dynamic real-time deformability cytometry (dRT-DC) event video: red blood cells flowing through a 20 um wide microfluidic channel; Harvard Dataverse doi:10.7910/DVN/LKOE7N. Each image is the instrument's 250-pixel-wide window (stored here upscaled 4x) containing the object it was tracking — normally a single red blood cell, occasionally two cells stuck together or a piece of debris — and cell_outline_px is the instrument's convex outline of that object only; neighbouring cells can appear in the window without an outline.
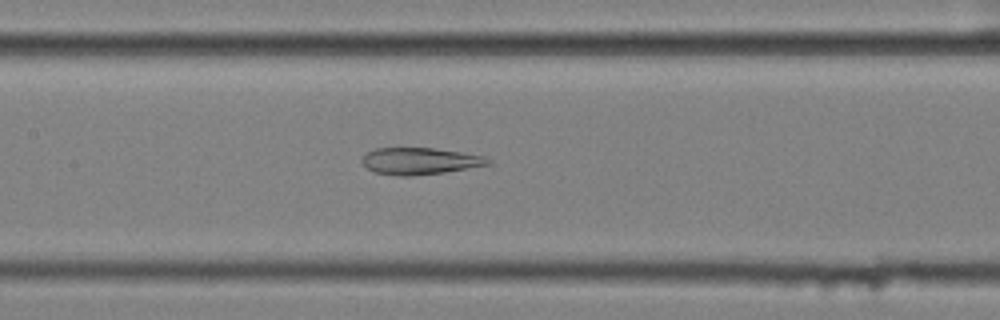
{"species": "common noctule bat (a hibernating species)", "species_latin": "Nyctalus noctula", "temperature_condition": "cold", "stored_images_in_passage": 50, "camera_frame_rate_fps": 3000, "um_per_image_px": 0.085, "animal": {"sex": "female", "body_mass_g": 25.1}, "frame": {"image": 1, "passage_image": 20, "time_ms": 6.333, "image_size_px": [1000, 320], "cell_outline_px": [[492, 164], [444, 172], [412, 176], [400, 176], [376, 172], [368, 168], [360, 160], [368, 152], [376, 148], [432, 148], [460, 152], [484, 156], [492, 160]], "centroid_in_image_um": [35.71, 13.69], "position_along_channel_um": 171.7, "area_um2": 19.48}}
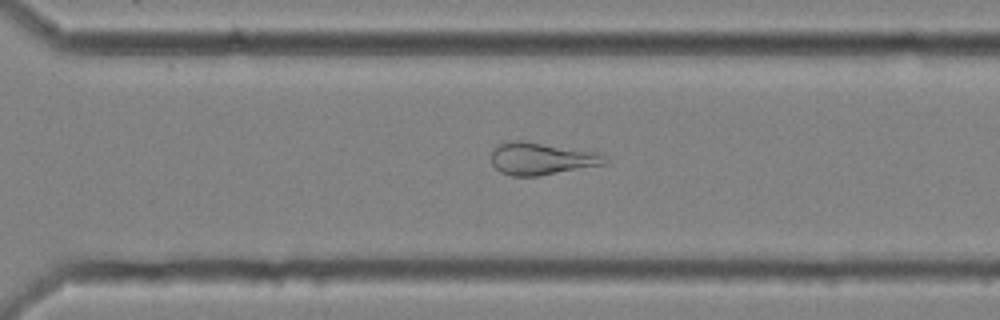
{"frame": {"image": 2, "passage_image": 33, "time_ms": 10.667, "image_size_px": [1000, 320], "cell_outline_px": [[608, 164], [540, 176], [512, 176], [500, 172], [492, 164], [492, 152], [500, 144], [512, 140], [520, 140], [596, 152], [608, 156]], "centroid_in_image_um": [46.08, 13.5], "position_along_channel_um": 324.5, "area_um2": 21.44}}
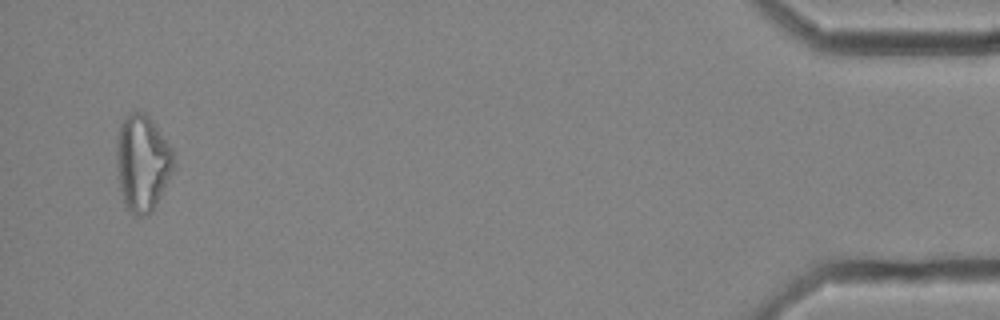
{"frame": {"image": 3, "passage_image": 48, "time_ms": 15.667, "image_size_px": [1000, 320], "cell_outline_px": [[176, 164], [172, 172], [152, 208], [144, 216], [136, 216], [124, 208], [116, 176], [116, 140], [120, 124], [132, 112], [144, 112], [152, 120], [172, 148], [176, 160]], "centroid_in_image_um": [12.07, 13.85], "position_along_channel_um": 423.1, "area_um2": 32.25}, "authors_computed_cell_mechanics": {"area_um2": 26.3568, "velocity_mm_per_s": 3.5275, "shape_relaxation_time_tau1_ms": null, "shape_relaxation_time_tau2_ms": 3.2833, "deformation_change_tau1": null, "deformation_change_tau2": 0.1202}}